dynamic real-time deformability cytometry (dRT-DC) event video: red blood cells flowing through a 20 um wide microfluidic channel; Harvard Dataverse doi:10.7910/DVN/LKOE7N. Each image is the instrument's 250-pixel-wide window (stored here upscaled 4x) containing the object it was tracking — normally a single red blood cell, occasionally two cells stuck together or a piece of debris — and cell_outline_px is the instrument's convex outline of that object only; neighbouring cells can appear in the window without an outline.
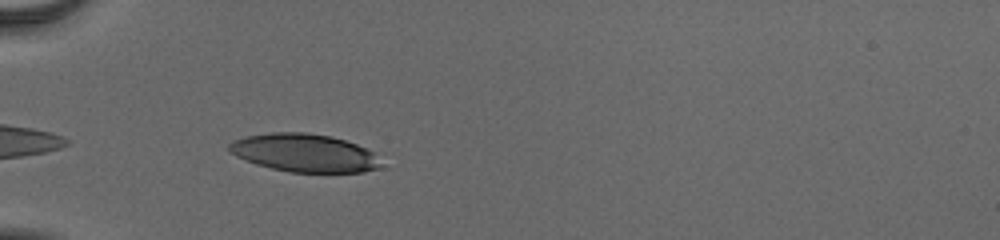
{"species": "human", "species_latin": "Homo sapiens", "temperature_condition": "cold", "stored_images_in_passage": 38, "camera_frame_rate_fps": 3000, "um_per_image_px": 0.085, "donor": {"sex": "male"}, "frame": {"image": 1, "passage_image": 2, "time_ms": 0.333, "image_size_px": [1000, 240], "cell_outline_px": [[384, 168], [364, 172], [288, 172], [256, 164], [236, 156], [228, 152], [228, 144], [244, 136], [272, 132], [308, 132], [332, 136], [356, 144], [376, 152]], "centroid_in_image_um": [25.92, 12.99], "position_along_channel_um": 59.1, "area_um2": 34.1}}
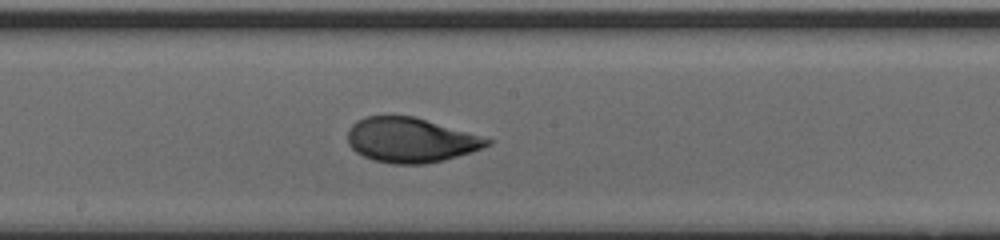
{"frame": {"image": 2, "passage_image": 15, "time_ms": 4.667, "image_size_px": [1000, 240], "cell_outline_px": [[492, 144], [472, 152], [444, 160], [424, 164], [392, 164], [372, 160], [356, 152], [348, 144], [348, 128], [356, 120], [364, 116], [416, 116], [492, 140]], "centroid_in_image_um": [34.87, 11.91], "position_along_channel_um": 213.3, "area_um2": 36.41}}
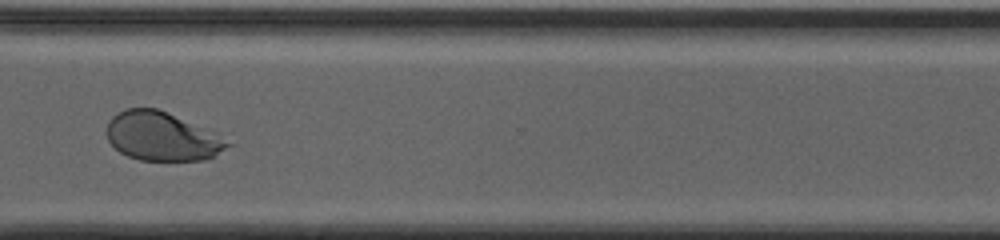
{"frame": {"image": 3, "passage_image": 26, "time_ms": 8.333, "image_size_px": [1000, 240], "cell_outline_px": [[236, 144], [204, 160], [140, 160], [128, 156], [120, 152], [108, 140], [108, 120], [116, 112], [124, 108], [156, 108]], "centroid_in_image_um": [13.71, 11.61], "position_along_channel_um": 356.9, "area_um2": 33.52}, "authors_computed_cell_mechanics": {"area_um2": 36.1539, "velocity_mm_per_s": 3.8951, "shape_relaxation_time_tau1_ms": 4.8777, "shape_relaxation_time_tau2_ms": null, "deformation_change_tau1": 0.1995, "deformation_change_tau2": null}}